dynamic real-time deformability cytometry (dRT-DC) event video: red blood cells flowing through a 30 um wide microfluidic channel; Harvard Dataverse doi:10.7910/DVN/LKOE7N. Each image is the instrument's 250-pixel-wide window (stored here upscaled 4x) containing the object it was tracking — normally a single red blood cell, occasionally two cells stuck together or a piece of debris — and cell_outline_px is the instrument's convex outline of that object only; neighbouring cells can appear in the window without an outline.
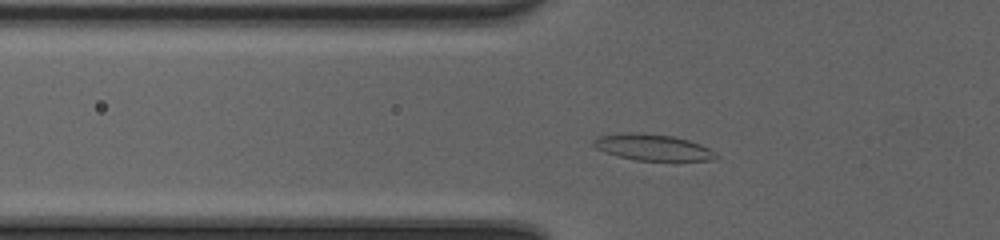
{"species": "common noctule bat (a hibernating species)", "species_latin": "Nyctalus noctula", "temperature_condition": "cold", "stored_images_in_passage": 39, "camera_frame_rate_fps": 3000, "um_per_image_px": 0.085, "animal": {"sex": "female", "body_mass_g": 20.0, "forearm_length_mm": 54.0}, "frame": {"image": 1, "passage_image": 8, "time_ms": 2.333, "image_size_px": [1000, 240], "cell_outline_px": [[716, 156], [708, 160], [636, 160], [620, 156], [596, 148], [592, 144], [592, 140], [600, 136], [672, 136], [688, 140], [700, 144], [708, 148]], "centroid_in_image_um": [55.52, 12.58], "position_along_channel_um": 70.3, "area_um2": 16.99}}
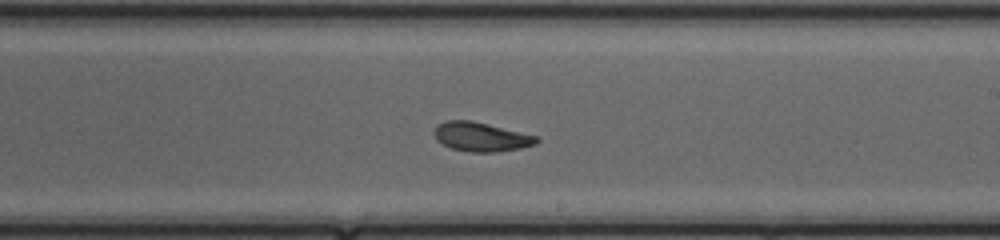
{"frame": {"image": 2, "passage_image": 21, "time_ms": 6.667, "image_size_px": [1000, 240], "cell_outline_px": [[540, 140], [532, 144], [520, 148], [496, 152], [472, 152], [452, 148], [444, 144], [436, 136], [436, 128], [440, 124], [448, 120], [472, 120], [536, 136]], "centroid_in_image_um": [40.92, 11.63], "position_along_channel_um": 248.1, "area_um2": 16.76}}
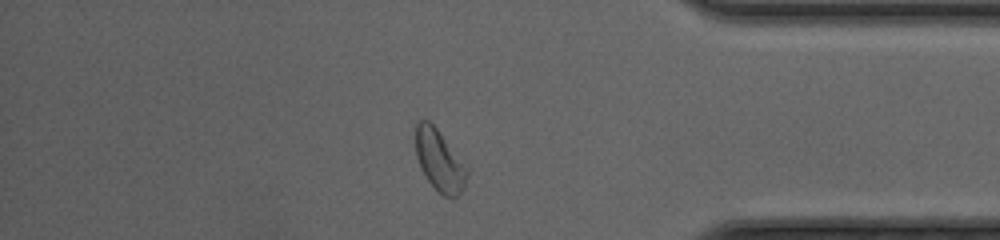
{"frame": {"image": 3, "passage_image": 33, "time_ms": 10.667, "image_size_px": [1000, 240], "cell_outline_px": [[468, 176], [464, 188], [452, 200], [444, 196], [428, 180], [416, 156], [416, 124], [420, 120], [428, 120], [436, 128], [468, 168]], "centroid_in_image_um": [37.38, 13.67], "position_along_channel_um": 397.8, "area_um2": 17.98}, "authors_computed_cell_mechanics": {"area_um2": 17.34, "velocity_mm_per_s": 4.1691, "shape_relaxation_time_tau1_ms": 3.3012, "shape_relaxation_time_tau2_ms": 1.7864, "deformation_change_tau1": 0.1273, "deformation_change_tau2": 0.0538}}